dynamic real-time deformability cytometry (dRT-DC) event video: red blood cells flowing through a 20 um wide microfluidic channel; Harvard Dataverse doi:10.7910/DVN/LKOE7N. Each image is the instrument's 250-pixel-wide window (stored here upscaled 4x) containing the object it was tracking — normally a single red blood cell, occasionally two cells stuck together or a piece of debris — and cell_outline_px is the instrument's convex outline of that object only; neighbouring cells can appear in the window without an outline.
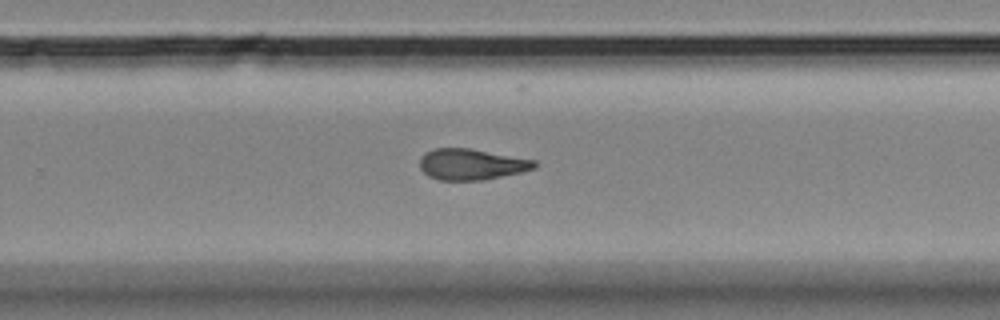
{"species": "Egyptian fruit bat (a non-hibernating species)", "species_latin": "Rousettus aegyptiacus", "temperature_condition": "room temperature", "stored_images_in_passage": 13, "segment_of_instrument_passage": [2, 2], "camera_frame_rate_fps": 3000, "um_per_image_px": 0.085, "animal": {"sex": "female"}, "frame": {"image": 1, "passage_image": 13, "time_ms": 4.0, "image_size_px": [1000, 320], "cell_outline_px": [[536, 168], [520, 172], [484, 180], [440, 180], [428, 176], [420, 168], [420, 156], [424, 152], [436, 148], [468, 148], [536, 160]], "centroid_in_image_um": [40.05, 13.96], "position_along_channel_um": 289.8, "area_um2": 20.69}}